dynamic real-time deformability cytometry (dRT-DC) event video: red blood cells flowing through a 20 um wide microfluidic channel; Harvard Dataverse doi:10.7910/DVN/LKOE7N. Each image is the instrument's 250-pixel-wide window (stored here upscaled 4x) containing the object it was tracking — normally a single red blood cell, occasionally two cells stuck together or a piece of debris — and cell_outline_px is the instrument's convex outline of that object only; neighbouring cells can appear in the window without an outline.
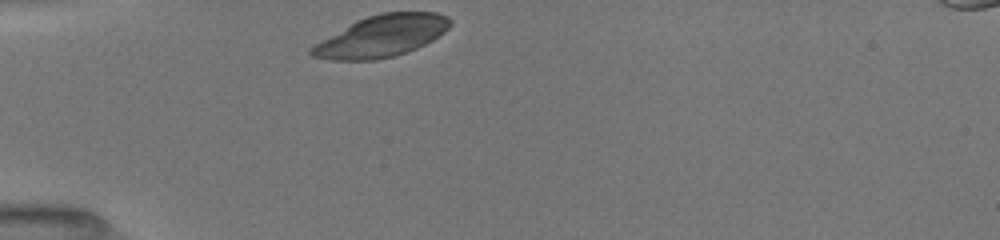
{"species": "common noctule bat (a hibernating species)", "species_latin": "Nyctalus noctula", "temperature_condition": "room temperature", "stored_images_in_passage": 31, "camera_frame_rate_fps": 3000, "um_per_image_px": 0.085, "animal": {"sex": "female", "body_mass_g": 19.5, "forearm_length_mm": 54.1}, "frame": {"image": 1, "passage_image": 1, "time_ms": 0.0, "image_size_px": [1000, 240], "cell_outline_px": [[452, 24], [444, 32], [432, 40], [416, 48], [392, 56], [376, 60], [332, 60], [312, 56], [308, 52], [316, 44], [356, 20], [380, 12], [436, 12], [448, 16], [452, 20]], "centroid_in_image_um": [32.48, 3.05], "position_along_channel_um": 52.5, "area_um2": 33.18}}